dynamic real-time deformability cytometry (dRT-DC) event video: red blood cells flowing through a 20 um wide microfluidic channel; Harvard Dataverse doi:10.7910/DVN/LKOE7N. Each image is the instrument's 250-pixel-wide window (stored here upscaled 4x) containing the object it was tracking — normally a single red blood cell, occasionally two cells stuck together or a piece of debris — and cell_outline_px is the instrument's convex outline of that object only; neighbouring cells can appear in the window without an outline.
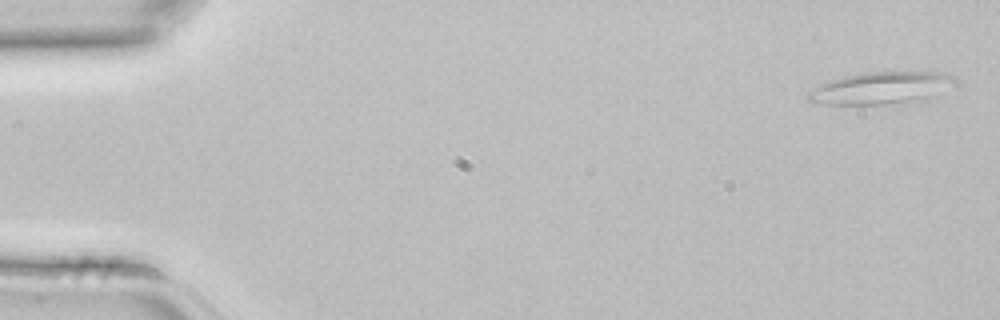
{"species": "common noctule bat (a hibernating species)", "species_latin": "Nyctalus noctula", "temperature_condition": "room temperature", "stored_images_in_passage": 3, "camera_frame_rate_fps": 3000, "um_per_image_px": 0.085, "animal": {"sex": "female", "body_mass_g": 22.7, "forearm_length_mm": 54.2}, "frame": {"image": 1, "passage_image": 1, "time_ms": 0.0, "image_size_px": [1000, 320], "cell_outline_px": [[956, 80], [924, 100], [908, 104], [824, 104], [808, 100], [808, 92], [820, 84], [844, 76], [864, 72], [940, 72]], "centroid_in_image_um": [74.82, 7.5], "position_along_channel_um": 10.2, "area_um2": 26.99}}